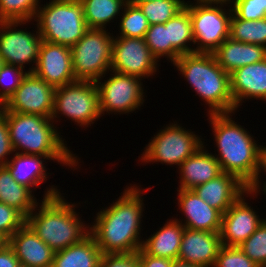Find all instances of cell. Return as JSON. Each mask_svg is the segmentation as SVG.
Segmentation results:
<instances>
[{
    "instance_id": "obj_1",
    "label": "cell",
    "mask_w": 266,
    "mask_h": 267,
    "mask_svg": "<svg viewBox=\"0 0 266 267\" xmlns=\"http://www.w3.org/2000/svg\"><path fill=\"white\" fill-rule=\"evenodd\" d=\"M130 185L115 203L96 213L94 225H89V233L102 254L136 253L142 247L143 240L140 235L144 211L142 196L143 192H147L150 188L142 189L141 186Z\"/></svg>"
},
{
    "instance_id": "obj_2",
    "label": "cell",
    "mask_w": 266,
    "mask_h": 267,
    "mask_svg": "<svg viewBox=\"0 0 266 267\" xmlns=\"http://www.w3.org/2000/svg\"><path fill=\"white\" fill-rule=\"evenodd\" d=\"M231 114H208L218 152L213 155L222 172L234 174L249 188L259 175L262 145Z\"/></svg>"
},
{
    "instance_id": "obj_3",
    "label": "cell",
    "mask_w": 266,
    "mask_h": 267,
    "mask_svg": "<svg viewBox=\"0 0 266 267\" xmlns=\"http://www.w3.org/2000/svg\"><path fill=\"white\" fill-rule=\"evenodd\" d=\"M49 187L45 190L40 205L37 204L25 218V223L57 252L80 242L90 231L89 225L81 220L79 212L75 210L78 206L66 201L55 185Z\"/></svg>"
},
{
    "instance_id": "obj_4",
    "label": "cell",
    "mask_w": 266,
    "mask_h": 267,
    "mask_svg": "<svg viewBox=\"0 0 266 267\" xmlns=\"http://www.w3.org/2000/svg\"><path fill=\"white\" fill-rule=\"evenodd\" d=\"M2 114L7 119L14 152L47 156L54 162L74 168L73 170L79 167L80 158L68 149L51 118L10 112L5 108Z\"/></svg>"
},
{
    "instance_id": "obj_5",
    "label": "cell",
    "mask_w": 266,
    "mask_h": 267,
    "mask_svg": "<svg viewBox=\"0 0 266 267\" xmlns=\"http://www.w3.org/2000/svg\"><path fill=\"white\" fill-rule=\"evenodd\" d=\"M173 66L208 105V114L236 113L230 74L221 68L213 53L182 54Z\"/></svg>"
},
{
    "instance_id": "obj_6",
    "label": "cell",
    "mask_w": 266,
    "mask_h": 267,
    "mask_svg": "<svg viewBox=\"0 0 266 267\" xmlns=\"http://www.w3.org/2000/svg\"><path fill=\"white\" fill-rule=\"evenodd\" d=\"M38 7L34 21L46 42L72 47L88 29L79 0H49Z\"/></svg>"
},
{
    "instance_id": "obj_7",
    "label": "cell",
    "mask_w": 266,
    "mask_h": 267,
    "mask_svg": "<svg viewBox=\"0 0 266 267\" xmlns=\"http://www.w3.org/2000/svg\"><path fill=\"white\" fill-rule=\"evenodd\" d=\"M108 29L88 28L71 47L76 80H102L111 70L113 33Z\"/></svg>"
},
{
    "instance_id": "obj_8",
    "label": "cell",
    "mask_w": 266,
    "mask_h": 267,
    "mask_svg": "<svg viewBox=\"0 0 266 267\" xmlns=\"http://www.w3.org/2000/svg\"><path fill=\"white\" fill-rule=\"evenodd\" d=\"M191 2H185V8L190 12L194 45H197L195 53H213L229 38L230 19L233 14L231 4ZM224 6L230 9L223 8Z\"/></svg>"
},
{
    "instance_id": "obj_9",
    "label": "cell",
    "mask_w": 266,
    "mask_h": 267,
    "mask_svg": "<svg viewBox=\"0 0 266 267\" xmlns=\"http://www.w3.org/2000/svg\"><path fill=\"white\" fill-rule=\"evenodd\" d=\"M82 128L89 127L102 117L96 82L77 80L55 88L51 119L58 122L61 115ZM57 118V119H56Z\"/></svg>"
},
{
    "instance_id": "obj_10",
    "label": "cell",
    "mask_w": 266,
    "mask_h": 267,
    "mask_svg": "<svg viewBox=\"0 0 266 267\" xmlns=\"http://www.w3.org/2000/svg\"><path fill=\"white\" fill-rule=\"evenodd\" d=\"M184 128L175 121L160 129L144 148L141 157L139 156L140 161L145 164L160 162L179 167L204 145L201 136Z\"/></svg>"
},
{
    "instance_id": "obj_11",
    "label": "cell",
    "mask_w": 266,
    "mask_h": 267,
    "mask_svg": "<svg viewBox=\"0 0 266 267\" xmlns=\"http://www.w3.org/2000/svg\"><path fill=\"white\" fill-rule=\"evenodd\" d=\"M107 80H97L100 112L108 114L133 113L145 102L143 79L110 70ZM114 73V74H113Z\"/></svg>"
},
{
    "instance_id": "obj_12",
    "label": "cell",
    "mask_w": 266,
    "mask_h": 267,
    "mask_svg": "<svg viewBox=\"0 0 266 267\" xmlns=\"http://www.w3.org/2000/svg\"><path fill=\"white\" fill-rule=\"evenodd\" d=\"M28 22L31 21H0V56L4 63L22 68L25 64L33 63L32 68L28 69V72H33L43 39L38 28L35 30L36 34L27 31L26 28H17Z\"/></svg>"
},
{
    "instance_id": "obj_13",
    "label": "cell",
    "mask_w": 266,
    "mask_h": 267,
    "mask_svg": "<svg viewBox=\"0 0 266 267\" xmlns=\"http://www.w3.org/2000/svg\"><path fill=\"white\" fill-rule=\"evenodd\" d=\"M158 66L144 38L114 36L111 70L144 80L153 77Z\"/></svg>"
},
{
    "instance_id": "obj_14",
    "label": "cell",
    "mask_w": 266,
    "mask_h": 267,
    "mask_svg": "<svg viewBox=\"0 0 266 267\" xmlns=\"http://www.w3.org/2000/svg\"><path fill=\"white\" fill-rule=\"evenodd\" d=\"M55 88L33 72L23 78L21 85L4 104L10 112L33 114L51 118Z\"/></svg>"
},
{
    "instance_id": "obj_15",
    "label": "cell",
    "mask_w": 266,
    "mask_h": 267,
    "mask_svg": "<svg viewBox=\"0 0 266 267\" xmlns=\"http://www.w3.org/2000/svg\"><path fill=\"white\" fill-rule=\"evenodd\" d=\"M252 199L257 195L249 189L244 192L232 206L222 215L220 237L222 246L238 247L263 222V218L256 213L253 207L249 206L246 197Z\"/></svg>"
},
{
    "instance_id": "obj_16",
    "label": "cell",
    "mask_w": 266,
    "mask_h": 267,
    "mask_svg": "<svg viewBox=\"0 0 266 267\" xmlns=\"http://www.w3.org/2000/svg\"><path fill=\"white\" fill-rule=\"evenodd\" d=\"M33 73L54 88L77 81L73 71L71 47L43 40Z\"/></svg>"
},
{
    "instance_id": "obj_17",
    "label": "cell",
    "mask_w": 266,
    "mask_h": 267,
    "mask_svg": "<svg viewBox=\"0 0 266 267\" xmlns=\"http://www.w3.org/2000/svg\"><path fill=\"white\" fill-rule=\"evenodd\" d=\"M178 207L186 219L179 222L185 228L208 232H220L222 214L203 201L193 190H177Z\"/></svg>"
},
{
    "instance_id": "obj_18",
    "label": "cell",
    "mask_w": 266,
    "mask_h": 267,
    "mask_svg": "<svg viewBox=\"0 0 266 267\" xmlns=\"http://www.w3.org/2000/svg\"><path fill=\"white\" fill-rule=\"evenodd\" d=\"M221 247L220 232L184 228L178 259L201 267H213Z\"/></svg>"
},
{
    "instance_id": "obj_19",
    "label": "cell",
    "mask_w": 266,
    "mask_h": 267,
    "mask_svg": "<svg viewBox=\"0 0 266 267\" xmlns=\"http://www.w3.org/2000/svg\"><path fill=\"white\" fill-rule=\"evenodd\" d=\"M20 265L27 267H52L55 251L45 244L24 223L8 240Z\"/></svg>"
},
{
    "instance_id": "obj_20",
    "label": "cell",
    "mask_w": 266,
    "mask_h": 267,
    "mask_svg": "<svg viewBox=\"0 0 266 267\" xmlns=\"http://www.w3.org/2000/svg\"><path fill=\"white\" fill-rule=\"evenodd\" d=\"M230 89L236 110L246 99L266 101V58L230 73Z\"/></svg>"
},
{
    "instance_id": "obj_21",
    "label": "cell",
    "mask_w": 266,
    "mask_h": 267,
    "mask_svg": "<svg viewBox=\"0 0 266 267\" xmlns=\"http://www.w3.org/2000/svg\"><path fill=\"white\" fill-rule=\"evenodd\" d=\"M203 201L222 215L248 190L234 174L222 172L216 178L192 189Z\"/></svg>"
},
{
    "instance_id": "obj_22",
    "label": "cell",
    "mask_w": 266,
    "mask_h": 267,
    "mask_svg": "<svg viewBox=\"0 0 266 267\" xmlns=\"http://www.w3.org/2000/svg\"><path fill=\"white\" fill-rule=\"evenodd\" d=\"M204 146L198 149L178 167L180 185L177 189L192 190L222 173L219 161Z\"/></svg>"
},
{
    "instance_id": "obj_23",
    "label": "cell",
    "mask_w": 266,
    "mask_h": 267,
    "mask_svg": "<svg viewBox=\"0 0 266 267\" xmlns=\"http://www.w3.org/2000/svg\"><path fill=\"white\" fill-rule=\"evenodd\" d=\"M218 64L228 74L238 68L258 63L266 58V47L227 38L214 52Z\"/></svg>"
},
{
    "instance_id": "obj_24",
    "label": "cell",
    "mask_w": 266,
    "mask_h": 267,
    "mask_svg": "<svg viewBox=\"0 0 266 267\" xmlns=\"http://www.w3.org/2000/svg\"><path fill=\"white\" fill-rule=\"evenodd\" d=\"M159 230L143 240L141 249L148 255L171 260L178 259L184 225L178 218L167 219Z\"/></svg>"
},
{
    "instance_id": "obj_25",
    "label": "cell",
    "mask_w": 266,
    "mask_h": 267,
    "mask_svg": "<svg viewBox=\"0 0 266 267\" xmlns=\"http://www.w3.org/2000/svg\"><path fill=\"white\" fill-rule=\"evenodd\" d=\"M11 155V160L5 167L11 173L13 179L33 192L40 184L47 180L49 173L44 165V160H50L47 156L16 153ZM36 187V188H35Z\"/></svg>"
},
{
    "instance_id": "obj_26",
    "label": "cell",
    "mask_w": 266,
    "mask_h": 267,
    "mask_svg": "<svg viewBox=\"0 0 266 267\" xmlns=\"http://www.w3.org/2000/svg\"><path fill=\"white\" fill-rule=\"evenodd\" d=\"M102 252L89 233L80 242L55 252L52 267H100Z\"/></svg>"
},
{
    "instance_id": "obj_27",
    "label": "cell",
    "mask_w": 266,
    "mask_h": 267,
    "mask_svg": "<svg viewBox=\"0 0 266 267\" xmlns=\"http://www.w3.org/2000/svg\"><path fill=\"white\" fill-rule=\"evenodd\" d=\"M33 193L17 183L6 167H0V202L14 207L26 218L39 203Z\"/></svg>"
},
{
    "instance_id": "obj_28",
    "label": "cell",
    "mask_w": 266,
    "mask_h": 267,
    "mask_svg": "<svg viewBox=\"0 0 266 267\" xmlns=\"http://www.w3.org/2000/svg\"><path fill=\"white\" fill-rule=\"evenodd\" d=\"M168 27L169 42H171V63L173 64L182 54L195 53L194 36L190 12L184 8L175 17L165 23ZM191 47H189V46Z\"/></svg>"
},
{
    "instance_id": "obj_29",
    "label": "cell",
    "mask_w": 266,
    "mask_h": 267,
    "mask_svg": "<svg viewBox=\"0 0 266 267\" xmlns=\"http://www.w3.org/2000/svg\"><path fill=\"white\" fill-rule=\"evenodd\" d=\"M88 28L106 29V25L121 16L129 0H79ZM117 16V18H116ZM112 20V21H111Z\"/></svg>"
},
{
    "instance_id": "obj_30",
    "label": "cell",
    "mask_w": 266,
    "mask_h": 267,
    "mask_svg": "<svg viewBox=\"0 0 266 267\" xmlns=\"http://www.w3.org/2000/svg\"><path fill=\"white\" fill-rule=\"evenodd\" d=\"M229 37L235 41L266 47V18L256 21L241 20L233 13Z\"/></svg>"
},
{
    "instance_id": "obj_31",
    "label": "cell",
    "mask_w": 266,
    "mask_h": 267,
    "mask_svg": "<svg viewBox=\"0 0 266 267\" xmlns=\"http://www.w3.org/2000/svg\"><path fill=\"white\" fill-rule=\"evenodd\" d=\"M148 19L149 25L165 24L185 8V0L130 1Z\"/></svg>"
},
{
    "instance_id": "obj_32",
    "label": "cell",
    "mask_w": 266,
    "mask_h": 267,
    "mask_svg": "<svg viewBox=\"0 0 266 267\" xmlns=\"http://www.w3.org/2000/svg\"><path fill=\"white\" fill-rule=\"evenodd\" d=\"M121 12L119 35L116 36L144 38L150 25L140 8L128 1Z\"/></svg>"
},
{
    "instance_id": "obj_33",
    "label": "cell",
    "mask_w": 266,
    "mask_h": 267,
    "mask_svg": "<svg viewBox=\"0 0 266 267\" xmlns=\"http://www.w3.org/2000/svg\"><path fill=\"white\" fill-rule=\"evenodd\" d=\"M41 0H0V21H33Z\"/></svg>"
},
{
    "instance_id": "obj_34",
    "label": "cell",
    "mask_w": 266,
    "mask_h": 267,
    "mask_svg": "<svg viewBox=\"0 0 266 267\" xmlns=\"http://www.w3.org/2000/svg\"><path fill=\"white\" fill-rule=\"evenodd\" d=\"M144 40L158 62L161 57L171 61V42H169L168 27H165V24L150 25Z\"/></svg>"
},
{
    "instance_id": "obj_35",
    "label": "cell",
    "mask_w": 266,
    "mask_h": 267,
    "mask_svg": "<svg viewBox=\"0 0 266 267\" xmlns=\"http://www.w3.org/2000/svg\"><path fill=\"white\" fill-rule=\"evenodd\" d=\"M238 247L258 266L263 267L266 264V218Z\"/></svg>"
},
{
    "instance_id": "obj_36",
    "label": "cell",
    "mask_w": 266,
    "mask_h": 267,
    "mask_svg": "<svg viewBox=\"0 0 266 267\" xmlns=\"http://www.w3.org/2000/svg\"><path fill=\"white\" fill-rule=\"evenodd\" d=\"M27 74L28 71H25V68L19 66L10 65L6 63L2 66L0 71V100L4 104L19 88L23 78Z\"/></svg>"
},
{
    "instance_id": "obj_37",
    "label": "cell",
    "mask_w": 266,
    "mask_h": 267,
    "mask_svg": "<svg viewBox=\"0 0 266 267\" xmlns=\"http://www.w3.org/2000/svg\"><path fill=\"white\" fill-rule=\"evenodd\" d=\"M230 4L233 13L241 20L266 18V0H231Z\"/></svg>"
},
{
    "instance_id": "obj_38",
    "label": "cell",
    "mask_w": 266,
    "mask_h": 267,
    "mask_svg": "<svg viewBox=\"0 0 266 267\" xmlns=\"http://www.w3.org/2000/svg\"><path fill=\"white\" fill-rule=\"evenodd\" d=\"M213 267H260L239 247L222 246Z\"/></svg>"
},
{
    "instance_id": "obj_39",
    "label": "cell",
    "mask_w": 266,
    "mask_h": 267,
    "mask_svg": "<svg viewBox=\"0 0 266 267\" xmlns=\"http://www.w3.org/2000/svg\"><path fill=\"white\" fill-rule=\"evenodd\" d=\"M25 217L14 207L0 202V234L8 240L23 224Z\"/></svg>"
},
{
    "instance_id": "obj_40",
    "label": "cell",
    "mask_w": 266,
    "mask_h": 267,
    "mask_svg": "<svg viewBox=\"0 0 266 267\" xmlns=\"http://www.w3.org/2000/svg\"><path fill=\"white\" fill-rule=\"evenodd\" d=\"M100 267H139L137 252L130 254H102Z\"/></svg>"
},
{
    "instance_id": "obj_41",
    "label": "cell",
    "mask_w": 266,
    "mask_h": 267,
    "mask_svg": "<svg viewBox=\"0 0 266 267\" xmlns=\"http://www.w3.org/2000/svg\"><path fill=\"white\" fill-rule=\"evenodd\" d=\"M14 149L10 141V132L6 117L0 115V167H5L8 163L10 154L13 155ZM9 155V156H8Z\"/></svg>"
},
{
    "instance_id": "obj_42",
    "label": "cell",
    "mask_w": 266,
    "mask_h": 267,
    "mask_svg": "<svg viewBox=\"0 0 266 267\" xmlns=\"http://www.w3.org/2000/svg\"><path fill=\"white\" fill-rule=\"evenodd\" d=\"M139 267H171L172 260L153 257L146 254L141 248L137 251Z\"/></svg>"
},
{
    "instance_id": "obj_43",
    "label": "cell",
    "mask_w": 266,
    "mask_h": 267,
    "mask_svg": "<svg viewBox=\"0 0 266 267\" xmlns=\"http://www.w3.org/2000/svg\"><path fill=\"white\" fill-rule=\"evenodd\" d=\"M19 265V259L6 242L2 247H0V267H18Z\"/></svg>"
},
{
    "instance_id": "obj_44",
    "label": "cell",
    "mask_w": 266,
    "mask_h": 267,
    "mask_svg": "<svg viewBox=\"0 0 266 267\" xmlns=\"http://www.w3.org/2000/svg\"><path fill=\"white\" fill-rule=\"evenodd\" d=\"M263 171L266 173V146H262L261 149V159H260V169H259V175L257 177V179L255 180V182L248 188L250 191H252L253 193H255L256 195L260 194L259 192L262 190V193L266 195V181H263V186L261 184V175L260 173ZM261 187V188H260ZM263 188V189H262ZM261 189V190H260ZM258 193V194H257Z\"/></svg>"
},
{
    "instance_id": "obj_45",
    "label": "cell",
    "mask_w": 266,
    "mask_h": 267,
    "mask_svg": "<svg viewBox=\"0 0 266 267\" xmlns=\"http://www.w3.org/2000/svg\"><path fill=\"white\" fill-rule=\"evenodd\" d=\"M171 267H201V266L176 259V260H172Z\"/></svg>"
},
{
    "instance_id": "obj_46",
    "label": "cell",
    "mask_w": 266,
    "mask_h": 267,
    "mask_svg": "<svg viewBox=\"0 0 266 267\" xmlns=\"http://www.w3.org/2000/svg\"><path fill=\"white\" fill-rule=\"evenodd\" d=\"M220 2L230 3L231 0H194L193 3H220Z\"/></svg>"
},
{
    "instance_id": "obj_47",
    "label": "cell",
    "mask_w": 266,
    "mask_h": 267,
    "mask_svg": "<svg viewBox=\"0 0 266 267\" xmlns=\"http://www.w3.org/2000/svg\"><path fill=\"white\" fill-rule=\"evenodd\" d=\"M6 242L7 240L0 234V247H2Z\"/></svg>"
},
{
    "instance_id": "obj_48",
    "label": "cell",
    "mask_w": 266,
    "mask_h": 267,
    "mask_svg": "<svg viewBox=\"0 0 266 267\" xmlns=\"http://www.w3.org/2000/svg\"><path fill=\"white\" fill-rule=\"evenodd\" d=\"M4 109V103L0 100V115L2 114Z\"/></svg>"
},
{
    "instance_id": "obj_49",
    "label": "cell",
    "mask_w": 266,
    "mask_h": 267,
    "mask_svg": "<svg viewBox=\"0 0 266 267\" xmlns=\"http://www.w3.org/2000/svg\"><path fill=\"white\" fill-rule=\"evenodd\" d=\"M5 63H4V60L1 58V56H0V71H1V68H2V66L4 65Z\"/></svg>"
},
{
    "instance_id": "obj_50",
    "label": "cell",
    "mask_w": 266,
    "mask_h": 267,
    "mask_svg": "<svg viewBox=\"0 0 266 267\" xmlns=\"http://www.w3.org/2000/svg\"><path fill=\"white\" fill-rule=\"evenodd\" d=\"M129 1H156V0H129Z\"/></svg>"
}]
</instances>
